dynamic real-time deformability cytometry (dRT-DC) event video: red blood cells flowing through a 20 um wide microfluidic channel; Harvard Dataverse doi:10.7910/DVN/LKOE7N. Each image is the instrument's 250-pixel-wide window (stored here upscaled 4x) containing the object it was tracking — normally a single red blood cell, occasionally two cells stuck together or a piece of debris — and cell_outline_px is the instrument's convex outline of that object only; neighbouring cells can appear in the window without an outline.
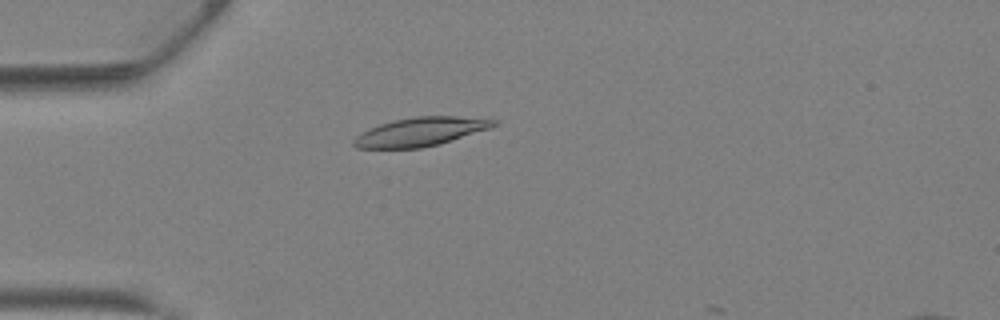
{"species": "Egyptian fruit bat (a non-hibernating species)", "species_latin": "Rousettus aegyptiacus", "temperature_condition": "warm", "stored_images_in_passage": 13, "camera_frame_rate_fps": 3000, "um_per_image_px": 0.085, "animal": {"sex": "female"}, "frame": {"image": 1, "passage_image": 12, "time_ms": 3.667, "image_size_px": [1000, 320], "cell_outline_px": [[500, 124], [492, 128], [440, 144], [420, 148], [356, 148], [352, 144], [352, 140], [356, 136], [368, 128], [392, 120], [416, 116], [456, 116], [500, 120]], "centroid_in_image_um": [35.78, 11.19], "position_along_channel_um": 49.2, "area_um2": 23.7}}